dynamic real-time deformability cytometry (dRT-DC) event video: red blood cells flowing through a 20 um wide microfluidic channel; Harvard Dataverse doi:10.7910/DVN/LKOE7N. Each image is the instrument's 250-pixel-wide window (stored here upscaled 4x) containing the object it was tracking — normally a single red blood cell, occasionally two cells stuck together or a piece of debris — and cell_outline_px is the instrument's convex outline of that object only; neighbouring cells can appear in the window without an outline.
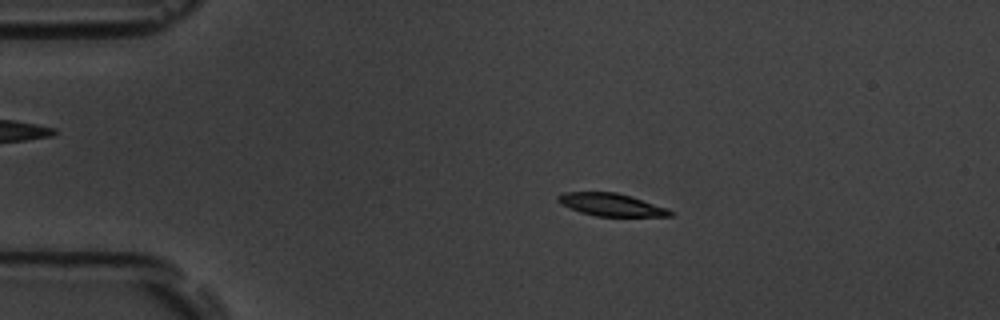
{"species": "common noctule bat (a hibernating species)", "species_latin": "Nyctalus noctula", "temperature_condition": "room temperature", "stored_images_in_passage": 45, "camera_frame_rate_fps": 3000, "um_per_image_px": 0.085, "animal": {"sex": "male", "body_mass_g": 19.5, "forearm_length_mm": 54.6}, "frame": {"image": 1, "passage_image": 2, "time_ms": 0.333, "image_size_px": [1000, 320], "cell_outline_px": [[676, 212], [672, 216], [596, 216], [580, 212], [560, 204], [556, 200], [556, 196], [564, 192], [616, 192], [668, 208]], "centroid_in_image_um": [51.94, 17.4], "position_along_channel_um": 33.1, "area_um2": 14.8}}
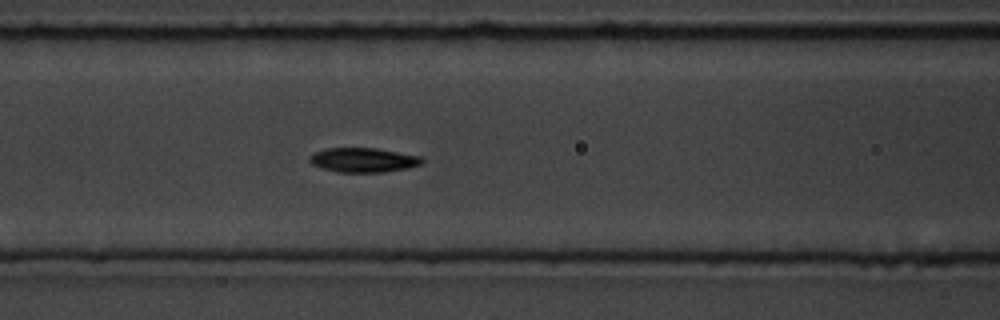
{"frame": {"image": 2, "passage_image": 14, "time_ms": 4.333, "image_size_px": [1000, 320], "cell_outline_px": [[424, 160], [420, 164], [408, 168], [384, 172], [336, 172], [312, 164], [308, 160], [308, 156], [324, 148], [376, 148], [420, 156]], "centroid_in_image_um": [30.86, 13.6], "position_along_channel_um": 135.7, "area_um2": 15.95}}
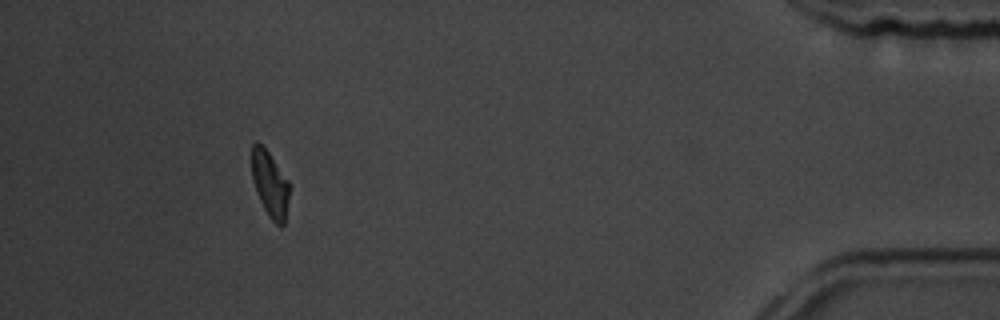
{"frame": {"image": 3, "passage_image": 41, "time_ms": 13.333, "image_size_px": [1000, 320], "cell_outline_px": [[288, 196], [284, 224], [280, 228], [268, 216], [256, 192], [252, 180], [252, 144], [256, 140], [268, 152], [288, 180]], "centroid_in_image_um": [22.92, 15.65], "position_along_channel_um": 412.3, "area_um2": 14.16}, "authors_computed_cell_mechanics": {"area_um2": 15.7216, "velocity_mm_per_s": 3.7547, "shape_relaxation_time_tau1_ms": 3.3384, "shape_relaxation_time_tau2_ms": 7.4566, "deformation_change_tau1": 0.1189, "deformation_change_tau2": 0.1134}}